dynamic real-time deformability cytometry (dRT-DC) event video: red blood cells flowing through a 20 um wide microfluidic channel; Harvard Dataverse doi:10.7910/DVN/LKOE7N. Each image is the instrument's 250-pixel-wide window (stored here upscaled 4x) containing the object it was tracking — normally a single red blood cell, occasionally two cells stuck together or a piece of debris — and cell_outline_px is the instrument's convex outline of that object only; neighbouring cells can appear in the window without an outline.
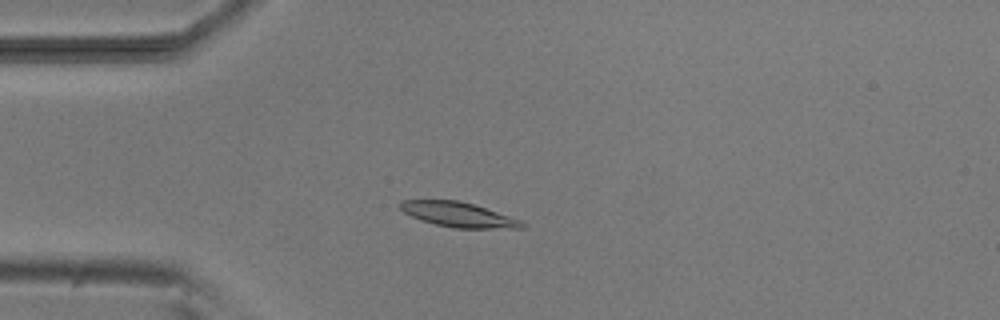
{"species": "common noctule bat (a hibernating species)", "species_latin": "Nyctalus noctula", "temperature_condition": "room temperature", "stored_images_in_passage": 49, "camera_frame_rate_fps": 3000, "um_per_image_px": 0.085, "animal": {"sex": "male", "body_mass_g": 20.5, "forearm_length_mm": 52.5}, "frame": {"image": 1, "passage_image": 13, "time_ms": 4.0, "image_size_px": [1000, 320], "cell_outline_px": [[528, 224], [524, 228], [452, 228], [420, 220], [404, 212], [400, 208], [400, 200], [456, 200], [472, 204], [520, 220]], "centroid_in_image_um": [38.95, 18.25], "position_along_channel_um": 46.0, "area_um2": 17.34}}
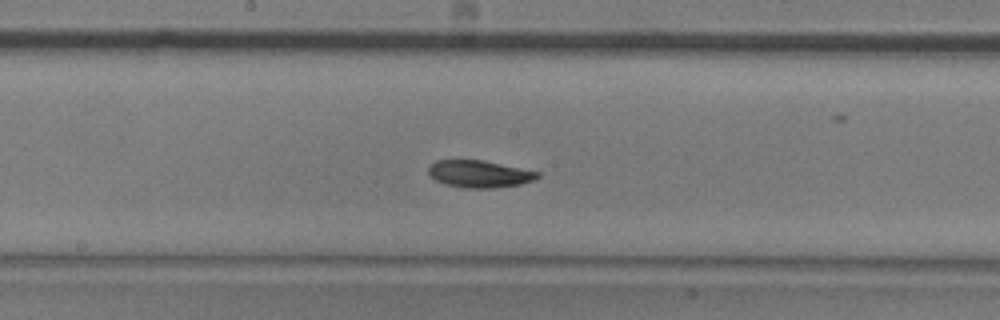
{"frame": {"image": 2, "passage_image": 27, "time_ms": 8.667, "image_size_px": [1000, 320], "cell_outline_px": [[540, 176], [536, 180], [520, 184], [492, 188], [464, 188], [444, 184], [436, 180], [428, 172], [428, 168], [436, 160], [480, 160], [540, 172]], "centroid_in_image_um": [40.76, 14.79], "position_along_channel_um": 207.4, "area_um2": 17.11}}
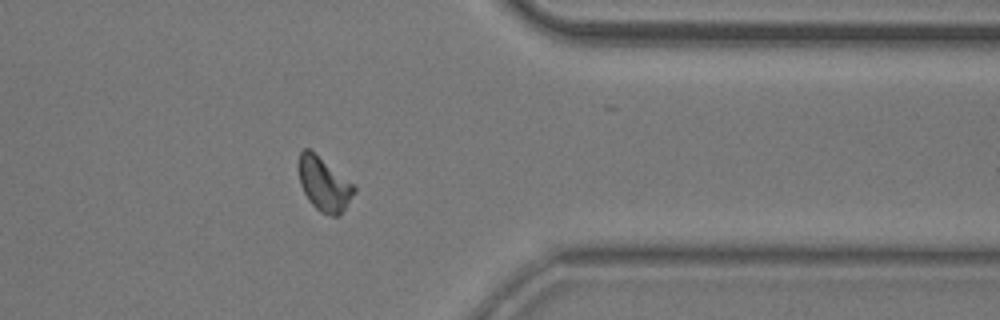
{"frame": {"image": 3, "passage_image": 42, "time_ms": 13.667, "image_size_px": [1000, 320], "cell_outline_px": [[356, 192], [340, 216], [332, 216], [320, 212], [308, 200], [300, 184], [296, 164], [300, 152], [304, 148], [308, 148], [356, 184]], "centroid_in_image_um": [27.54, 15.64], "position_along_channel_um": 383.9, "area_um2": 17.86}, "authors_computed_cell_mechanics": {"area_um2": 17.5134, "velocity_mm_per_s": 3.7793, "shape_relaxation_time_tau1_ms": 2.9425, "shape_relaxation_time_tau2_ms": 4.4189, "deformation_change_tau1": 0.103, "deformation_change_tau2": 0.0838}}